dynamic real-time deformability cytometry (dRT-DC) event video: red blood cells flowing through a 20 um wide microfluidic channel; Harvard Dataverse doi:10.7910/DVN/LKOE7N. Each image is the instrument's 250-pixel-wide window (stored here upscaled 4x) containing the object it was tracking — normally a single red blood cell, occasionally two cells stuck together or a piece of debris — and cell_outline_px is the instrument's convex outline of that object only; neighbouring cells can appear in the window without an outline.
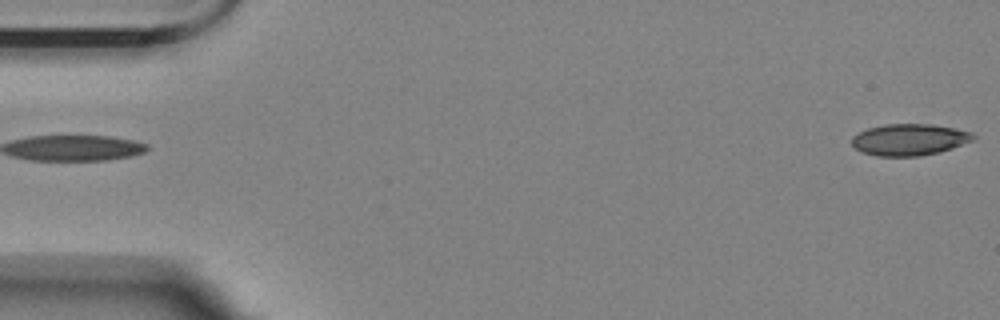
{"species": "Egyptian fruit bat (a non-hibernating species)", "species_latin": "Rousettus aegyptiacus", "temperature_condition": "room temperature", "stored_images_in_passage": 4, "camera_frame_rate_fps": 3000, "um_per_image_px": 0.085, "animal": {"sex": "female"}, "frame": {"image": 1, "passage_image": 4, "time_ms": 5.0, "image_size_px": [1000, 320], "cell_outline_px": [[976, 140], [952, 148], [920, 156], [876, 156], [860, 152], [852, 144], [852, 136], [868, 128], [884, 124], [932, 124], [956, 128], [972, 132], [976, 136]], "centroid_in_image_um": [77.32, 11.86], "position_along_channel_um": 7.7, "area_um2": 22.48}}